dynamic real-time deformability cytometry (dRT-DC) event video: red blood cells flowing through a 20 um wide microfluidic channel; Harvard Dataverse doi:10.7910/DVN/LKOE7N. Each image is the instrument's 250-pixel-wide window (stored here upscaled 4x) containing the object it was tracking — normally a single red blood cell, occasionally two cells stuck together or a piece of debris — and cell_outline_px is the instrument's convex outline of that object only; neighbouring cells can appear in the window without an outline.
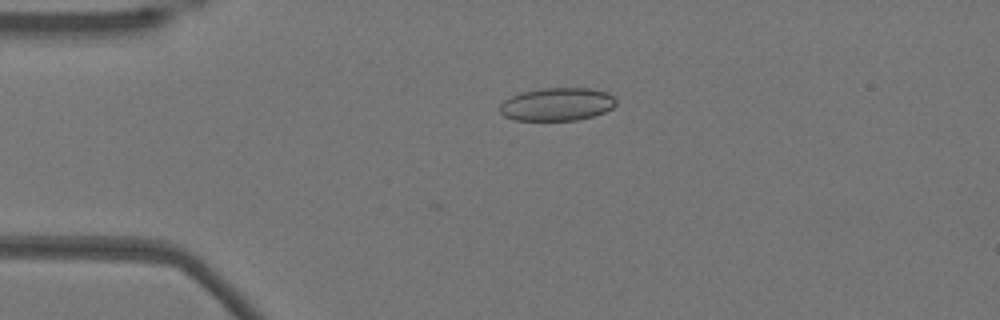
{"species": "Egyptian fruit bat (a non-hibernating species)", "species_latin": "Rousettus aegyptiacus", "temperature_condition": "warm", "stored_images_in_passage": 7, "camera_frame_rate_fps": 3000, "um_per_image_px": 0.085, "animal": {"sex": "female"}, "frame": {"image": 1, "passage_image": 7, "time_ms": 2.0, "image_size_px": [1000, 320], "cell_outline_px": [[616, 104], [612, 108], [604, 112], [592, 116], [576, 120], [516, 120], [504, 116], [500, 112], [500, 104], [504, 100], [520, 92], [544, 88], [592, 88], [608, 92], [616, 100]], "centroid_in_image_um": [47.35, 8.85], "position_along_channel_um": 37.6, "area_um2": 22.37}}